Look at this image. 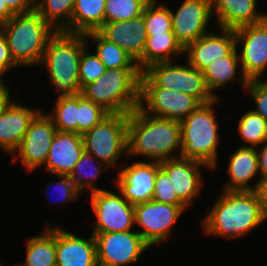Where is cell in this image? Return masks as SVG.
Returning <instances> with one entry per match:
<instances>
[{"label":"cell","instance_id":"42","mask_svg":"<svg viewBox=\"0 0 267 266\" xmlns=\"http://www.w3.org/2000/svg\"><path fill=\"white\" fill-rule=\"evenodd\" d=\"M14 14H23L36 10L37 0H4Z\"/></svg>","mask_w":267,"mask_h":266},{"label":"cell","instance_id":"49","mask_svg":"<svg viewBox=\"0 0 267 266\" xmlns=\"http://www.w3.org/2000/svg\"><path fill=\"white\" fill-rule=\"evenodd\" d=\"M0 266H4V264H2V262H0ZM13 266H20L19 264L13 265Z\"/></svg>","mask_w":267,"mask_h":266},{"label":"cell","instance_id":"11","mask_svg":"<svg viewBox=\"0 0 267 266\" xmlns=\"http://www.w3.org/2000/svg\"><path fill=\"white\" fill-rule=\"evenodd\" d=\"M97 262L105 266H129L136 263L150 246L135 230L132 232L92 233Z\"/></svg>","mask_w":267,"mask_h":266},{"label":"cell","instance_id":"21","mask_svg":"<svg viewBox=\"0 0 267 266\" xmlns=\"http://www.w3.org/2000/svg\"><path fill=\"white\" fill-rule=\"evenodd\" d=\"M97 262L94 235L81 238L56 225V265L93 266Z\"/></svg>","mask_w":267,"mask_h":266},{"label":"cell","instance_id":"28","mask_svg":"<svg viewBox=\"0 0 267 266\" xmlns=\"http://www.w3.org/2000/svg\"><path fill=\"white\" fill-rule=\"evenodd\" d=\"M182 54L184 56V49L173 32L148 35L144 47V69L158 62L173 61V58Z\"/></svg>","mask_w":267,"mask_h":266},{"label":"cell","instance_id":"40","mask_svg":"<svg viewBox=\"0 0 267 266\" xmlns=\"http://www.w3.org/2000/svg\"><path fill=\"white\" fill-rule=\"evenodd\" d=\"M56 177L59 178L60 180L57 181V183H54L55 187L53 186V181H50L48 183V185H47L48 186L47 188L49 189L50 186L52 185L53 189L57 190V192L59 193L57 195L61 198L60 201H59L60 203L61 202L64 203L66 201L67 202H73V201H75V199H77L79 196H81L79 189L74 185V183H73L72 179L70 178V176L60 175V176H56ZM56 187H58V188H56Z\"/></svg>","mask_w":267,"mask_h":266},{"label":"cell","instance_id":"24","mask_svg":"<svg viewBox=\"0 0 267 266\" xmlns=\"http://www.w3.org/2000/svg\"><path fill=\"white\" fill-rule=\"evenodd\" d=\"M229 180L224 186V191H254L255 185L250 182L260 173L258 170L256 147L239 146L229 158L227 166Z\"/></svg>","mask_w":267,"mask_h":266},{"label":"cell","instance_id":"38","mask_svg":"<svg viewBox=\"0 0 267 266\" xmlns=\"http://www.w3.org/2000/svg\"><path fill=\"white\" fill-rule=\"evenodd\" d=\"M152 200L170 205H184L177 198L172 181L161 167L155 176Z\"/></svg>","mask_w":267,"mask_h":266},{"label":"cell","instance_id":"36","mask_svg":"<svg viewBox=\"0 0 267 266\" xmlns=\"http://www.w3.org/2000/svg\"><path fill=\"white\" fill-rule=\"evenodd\" d=\"M109 113L82 94L78 95V134L83 135L99 124Z\"/></svg>","mask_w":267,"mask_h":266},{"label":"cell","instance_id":"45","mask_svg":"<svg viewBox=\"0 0 267 266\" xmlns=\"http://www.w3.org/2000/svg\"><path fill=\"white\" fill-rule=\"evenodd\" d=\"M4 80L5 79L0 80V116L13 100L10 96V87L6 85Z\"/></svg>","mask_w":267,"mask_h":266},{"label":"cell","instance_id":"13","mask_svg":"<svg viewBox=\"0 0 267 266\" xmlns=\"http://www.w3.org/2000/svg\"><path fill=\"white\" fill-rule=\"evenodd\" d=\"M201 103L193 96L162 87H140L139 108L146 114L182 122Z\"/></svg>","mask_w":267,"mask_h":266},{"label":"cell","instance_id":"30","mask_svg":"<svg viewBox=\"0 0 267 266\" xmlns=\"http://www.w3.org/2000/svg\"><path fill=\"white\" fill-rule=\"evenodd\" d=\"M103 165H105L104 169L109 168L106 164L98 161L93 155L84 151L69 176L80 192L85 191V188H89L90 193L106 190L105 188H98V186L95 187L100 173L104 170Z\"/></svg>","mask_w":267,"mask_h":266},{"label":"cell","instance_id":"47","mask_svg":"<svg viewBox=\"0 0 267 266\" xmlns=\"http://www.w3.org/2000/svg\"><path fill=\"white\" fill-rule=\"evenodd\" d=\"M93 266H105V265L102 263L96 262Z\"/></svg>","mask_w":267,"mask_h":266},{"label":"cell","instance_id":"48","mask_svg":"<svg viewBox=\"0 0 267 266\" xmlns=\"http://www.w3.org/2000/svg\"><path fill=\"white\" fill-rule=\"evenodd\" d=\"M4 74L0 71V80L3 79Z\"/></svg>","mask_w":267,"mask_h":266},{"label":"cell","instance_id":"41","mask_svg":"<svg viewBox=\"0 0 267 266\" xmlns=\"http://www.w3.org/2000/svg\"><path fill=\"white\" fill-rule=\"evenodd\" d=\"M16 67L18 65L12 59L7 40L0 29V71L5 75L7 72L10 73V70H15Z\"/></svg>","mask_w":267,"mask_h":266},{"label":"cell","instance_id":"27","mask_svg":"<svg viewBox=\"0 0 267 266\" xmlns=\"http://www.w3.org/2000/svg\"><path fill=\"white\" fill-rule=\"evenodd\" d=\"M26 245V260L20 266H55L56 224H47L43 233L28 239Z\"/></svg>","mask_w":267,"mask_h":266},{"label":"cell","instance_id":"22","mask_svg":"<svg viewBox=\"0 0 267 266\" xmlns=\"http://www.w3.org/2000/svg\"><path fill=\"white\" fill-rule=\"evenodd\" d=\"M40 111L12 100L0 116V149L13 155Z\"/></svg>","mask_w":267,"mask_h":266},{"label":"cell","instance_id":"7","mask_svg":"<svg viewBox=\"0 0 267 266\" xmlns=\"http://www.w3.org/2000/svg\"><path fill=\"white\" fill-rule=\"evenodd\" d=\"M173 61L149 65L141 73L140 87H162L195 97L201 104L215 99L208 91L201 71Z\"/></svg>","mask_w":267,"mask_h":266},{"label":"cell","instance_id":"8","mask_svg":"<svg viewBox=\"0 0 267 266\" xmlns=\"http://www.w3.org/2000/svg\"><path fill=\"white\" fill-rule=\"evenodd\" d=\"M129 114H109L82 135L84 151L109 169L116 167L122 155L127 156Z\"/></svg>","mask_w":267,"mask_h":266},{"label":"cell","instance_id":"12","mask_svg":"<svg viewBox=\"0 0 267 266\" xmlns=\"http://www.w3.org/2000/svg\"><path fill=\"white\" fill-rule=\"evenodd\" d=\"M240 60V69L248 80H261L267 70V17L258 23L234 30ZM240 44V45H238Z\"/></svg>","mask_w":267,"mask_h":266},{"label":"cell","instance_id":"3","mask_svg":"<svg viewBox=\"0 0 267 266\" xmlns=\"http://www.w3.org/2000/svg\"><path fill=\"white\" fill-rule=\"evenodd\" d=\"M88 42L85 34L57 31L48 41L39 66L47 69L51 86L57 97L80 95L79 63Z\"/></svg>","mask_w":267,"mask_h":266},{"label":"cell","instance_id":"33","mask_svg":"<svg viewBox=\"0 0 267 266\" xmlns=\"http://www.w3.org/2000/svg\"><path fill=\"white\" fill-rule=\"evenodd\" d=\"M237 126L238 136L245 142L241 147L260 148L267 141V121L251 109L242 114Z\"/></svg>","mask_w":267,"mask_h":266},{"label":"cell","instance_id":"43","mask_svg":"<svg viewBox=\"0 0 267 266\" xmlns=\"http://www.w3.org/2000/svg\"><path fill=\"white\" fill-rule=\"evenodd\" d=\"M255 182L254 192L263 209L267 212V176H260Z\"/></svg>","mask_w":267,"mask_h":266},{"label":"cell","instance_id":"19","mask_svg":"<svg viewBox=\"0 0 267 266\" xmlns=\"http://www.w3.org/2000/svg\"><path fill=\"white\" fill-rule=\"evenodd\" d=\"M219 29L221 35L210 31L184 50L192 67L202 71L215 58L229 56L237 48L234 29Z\"/></svg>","mask_w":267,"mask_h":266},{"label":"cell","instance_id":"39","mask_svg":"<svg viewBox=\"0 0 267 266\" xmlns=\"http://www.w3.org/2000/svg\"><path fill=\"white\" fill-rule=\"evenodd\" d=\"M245 90L255 103L250 109L267 121V79L248 80Z\"/></svg>","mask_w":267,"mask_h":266},{"label":"cell","instance_id":"14","mask_svg":"<svg viewBox=\"0 0 267 266\" xmlns=\"http://www.w3.org/2000/svg\"><path fill=\"white\" fill-rule=\"evenodd\" d=\"M44 112L45 110H41L32 120L18 149L12 155V162L20 159L26 171H34L44 166L57 131L51 118Z\"/></svg>","mask_w":267,"mask_h":266},{"label":"cell","instance_id":"20","mask_svg":"<svg viewBox=\"0 0 267 266\" xmlns=\"http://www.w3.org/2000/svg\"><path fill=\"white\" fill-rule=\"evenodd\" d=\"M84 152L82 135L56 131L44 164V172L69 176Z\"/></svg>","mask_w":267,"mask_h":266},{"label":"cell","instance_id":"25","mask_svg":"<svg viewBox=\"0 0 267 266\" xmlns=\"http://www.w3.org/2000/svg\"><path fill=\"white\" fill-rule=\"evenodd\" d=\"M238 49L236 48L229 56L215 58L201 71L207 89L214 98H219L215 90H218V88L220 90L225 86L227 88L228 85L236 83V80L243 89L247 86L248 79L242 72L240 75L237 74L238 67H240Z\"/></svg>","mask_w":267,"mask_h":266},{"label":"cell","instance_id":"1","mask_svg":"<svg viewBox=\"0 0 267 266\" xmlns=\"http://www.w3.org/2000/svg\"><path fill=\"white\" fill-rule=\"evenodd\" d=\"M267 221L254 191H221L212 209L201 220L208 236L238 239Z\"/></svg>","mask_w":267,"mask_h":266},{"label":"cell","instance_id":"9","mask_svg":"<svg viewBox=\"0 0 267 266\" xmlns=\"http://www.w3.org/2000/svg\"><path fill=\"white\" fill-rule=\"evenodd\" d=\"M185 209V205H170L154 200L134 205L135 225L143 229L137 232L150 247L160 244L173 233L172 225Z\"/></svg>","mask_w":267,"mask_h":266},{"label":"cell","instance_id":"4","mask_svg":"<svg viewBox=\"0 0 267 266\" xmlns=\"http://www.w3.org/2000/svg\"><path fill=\"white\" fill-rule=\"evenodd\" d=\"M0 29L19 67L39 66L49 39L57 32L36 10L15 14Z\"/></svg>","mask_w":267,"mask_h":266},{"label":"cell","instance_id":"29","mask_svg":"<svg viewBox=\"0 0 267 266\" xmlns=\"http://www.w3.org/2000/svg\"><path fill=\"white\" fill-rule=\"evenodd\" d=\"M85 37L87 41L88 39L93 40L94 45H96L95 54L106 69L138 68V65L126 51L115 43L109 42L98 31L88 32Z\"/></svg>","mask_w":267,"mask_h":266},{"label":"cell","instance_id":"46","mask_svg":"<svg viewBox=\"0 0 267 266\" xmlns=\"http://www.w3.org/2000/svg\"><path fill=\"white\" fill-rule=\"evenodd\" d=\"M15 14L8 8L4 0H0V26L6 23Z\"/></svg>","mask_w":267,"mask_h":266},{"label":"cell","instance_id":"16","mask_svg":"<svg viewBox=\"0 0 267 266\" xmlns=\"http://www.w3.org/2000/svg\"><path fill=\"white\" fill-rule=\"evenodd\" d=\"M160 163L158 162H146L135 161L130 166L120 168L115 185L118 189V193L132 205L145 203L152 200L155 176Z\"/></svg>","mask_w":267,"mask_h":266},{"label":"cell","instance_id":"44","mask_svg":"<svg viewBox=\"0 0 267 266\" xmlns=\"http://www.w3.org/2000/svg\"><path fill=\"white\" fill-rule=\"evenodd\" d=\"M260 149L256 147L258 170L260 176H267V141H265Z\"/></svg>","mask_w":267,"mask_h":266},{"label":"cell","instance_id":"5","mask_svg":"<svg viewBox=\"0 0 267 266\" xmlns=\"http://www.w3.org/2000/svg\"><path fill=\"white\" fill-rule=\"evenodd\" d=\"M141 73L139 68L106 69L81 94L109 114H129L139 107Z\"/></svg>","mask_w":267,"mask_h":266},{"label":"cell","instance_id":"23","mask_svg":"<svg viewBox=\"0 0 267 266\" xmlns=\"http://www.w3.org/2000/svg\"><path fill=\"white\" fill-rule=\"evenodd\" d=\"M217 28L237 29L263 21L267 13L257 10V0H211Z\"/></svg>","mask_w":267,"mask_h":266},{"label":"cell","instance_id":"15","mask_svg":"<svg viewBox=\"0 0 267 266\" xmlns=\"http://www.w3.org/2000/svg\"><path fill=\"white\" fill-rule=\"evenodd\" d=\"M170 13L172 32L184 50L208 33L213 16L211 0H183L176 12L170 9Z\"/></svg>","mask_w":267,"mask_h":266},{"label":"cell","instance_id":"35","mask_svg":"<svg viewBox=\"0 0 267 266\" xmlns=\"http://www.w3.org/2000/svg\"><path fill=\"white\" fill-rule=\"evenodd\" d=\"M151 0H105V22L128 21L142 16Z\"/></svg>","mask_w":267,"mask_h":266},{"label":"cell","instance_id":"34","mask_svg":"<svg viewBox=\"0 0 267 266\" xmlns=\"http://www.w3.org/2000/svg\"><path fill=\"white\" fill-rule=\"evenodd\" d=\"M142 16L147 35L172 32V16L166 4H158L157 0H151L145 6Z\"/></svg>","mask_w":267,"mask_h":266},{"label":"cell","instance_id":"6","mask_svg":"<svg viewBox=\"0 0 267 266\" xmlns=\"http://www.w3.org/2000/svg\"><path fill=\"white\" fill-rule=\"evenodd\" d=\"M220 98L200 104L181 125L180 158L200 161L213 170L218 167L219 123L214 111Z\"/></svg>","mask_w":267,"mask_h":266},{"label":"cell","instance_id":"2","mask_svg":"<svg viewBox=\"0 0 267 266\" xmlns=\"http://www.w3.org/2000/svg\"><path fill=\"white\" fill-rule=\"evenodd\" d=\"M181 149L180 122L150 116L139 107L129 113L127 156H142L160 163L178 158ZM176 150L179 155L172 154Z\"/></svg>","mask_w":267,"mask_h":266},{"label":"cell","instance_id":"18","mask_svg":"<svg viewBox=\"0 0 267 266\" xmlns=\"http://www.w3.org/2000/svg\"><path fill=\"white\" fill-rule=\"evenodd\" d=\"M160 167L168 174L173 183L177 198L188 208L200 195L204 179L202 169L209 168L200 161L174 158L160 162Z\"/></svg>","mask_w":267,"mask_h":266},{"label":"cell","instance_id":"37","mask_svg":"<svg viewBox=\"0 0 267 266\" xmlns=\"http://www.w3.org/2000/svg\"><path fill=\"white\" fill-rule=\"evenodd\" d=\"M88 46L82 51L79 63L80 86L96 81L105 73V65L95 53L90 54Z\"/></svg>","mask_w":267,"mask_h":266},{"label":"cell","instance_id":"17","mask_svg":"<svg viewBox=\"0 0 267 266\" xmlns=\"http://www.w3.org/2000/svg\"><path fill=\"white\" fill-rule=\"evenodd\" d=\"M98 32L126 51L138 68L144 70V47L148 35L143 16L128 21L105 22Z\"/></svg>","mask_w":267,"mask_h":266},{"label":"cell","instance_id":"32","mask_svg":"<svg viewBox=\"0 0 267 266\" xmlns=\"http://www.w3.org/2000/svg\"><path fill=\"white\" fill-rule=\"evenodd\" d=\"M53 111L47 115L59 132L78 134V95L57 97Z\"/></svg>","mask_w":267,"mask_h":266},{"label":"cell","instance_id":"31","mask_svg":"<svg viewBox=\"0 0 267 266\" xmlns=\"http://www.w3.org/2000/svg\"><path fill=\"white\" fill-rule=\"evenodd\" d=\"M75 0H37L36 11L56 31L69 33Z\"/></svg>","mask_w":267,"mask_h":266},{"label":"cell","instance_id":"10","mask_svg":"<svg viewBox=\"0 0 267 266\" xmlns=\"http://www.w3.org/2000/svg\"><path fill=\"white\" fill-rule=\"evenodd\" d=\"M90 206L96 216L92 233L130 231L135 224L134 205L110 190L91 193Z\"/></svg>","mask_w":267,"mask_h":266},{"label":"cell","instance_id":"26","mask_svg":"<svg viewBox=\"0 0 267 266\" xmlns=\"http://www.w3.org/2000/svg\"><path fill=\"white\" fill-rule=\"evenodd\" d=\"M105 23V0H75L69 33L98 31Z\"/></svg>","mask_w":267,"mask_h":266}]
</instances>
